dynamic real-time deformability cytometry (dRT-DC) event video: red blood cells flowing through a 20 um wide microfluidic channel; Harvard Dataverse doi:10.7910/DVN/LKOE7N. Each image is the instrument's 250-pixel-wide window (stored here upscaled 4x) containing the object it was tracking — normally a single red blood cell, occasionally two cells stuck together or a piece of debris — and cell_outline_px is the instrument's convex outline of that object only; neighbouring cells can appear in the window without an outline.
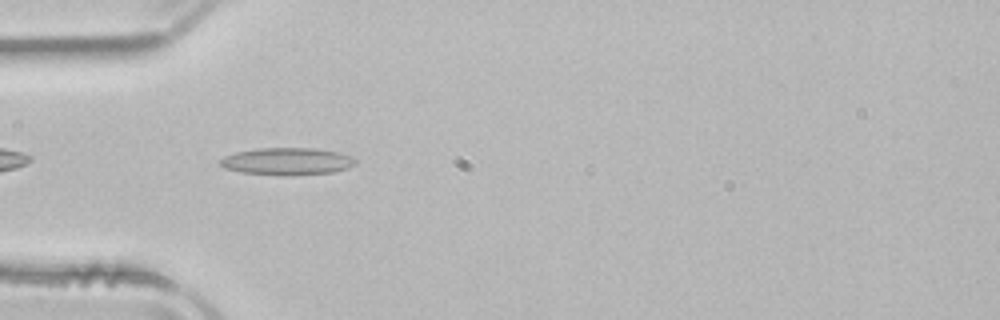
{"species": "common noctule bat (a hibernating species)", "species_latin": "Nyctalus noctula", "temperature_condition": "room temperature", "stored_images_in_passage": 23, "camera_frame_rate_fps": 3000, "um_per_image_px": 0.085, "animal": {"sex": "male", "body_mass_g": 21.5, "forearm_length_mm": 52.0}, "frame": {"image": 1, "passage_image": 2, "time_ms": 0.333, "image_size_px": [1000, 320], "cell_outline_px": [[356, 164], [348, 168], [336, 172], [240, 172], [224, 168], [220, 164], [220, 160], [224, 156], [236, 152], [256, 148], [316, 148], [340, 152], [352, 156], [356, 160]], "centroid_in_image_um": [24.44, 13.65], "position_along_channel_um": 60.6, "area_um2": 20.4}}
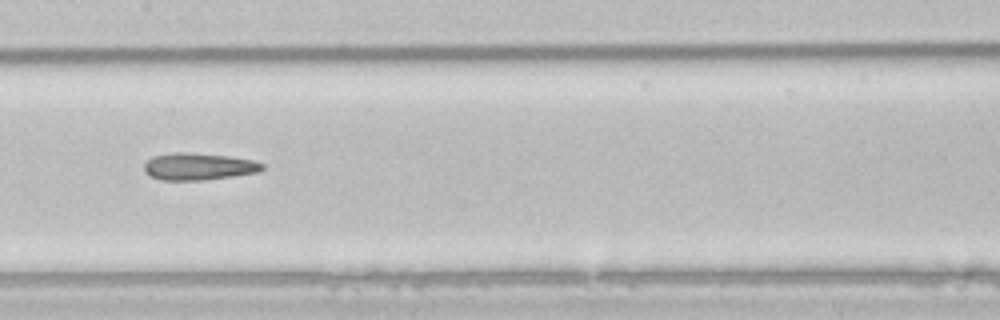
{"frame": {"image": 2, "passage_image": 12, "time_ms": 3.667, "image_size_px": [1000, 320], "cell_outline_px": [[264, 168], [260, 172], [204, 180], [160, 180], [144, 172], [144, 164], [152, 156], [176, 152], [184, 152], [228, 156], [252, 160], [264, 164]], "centroid_in_image_um": [16.87, 14.16], "position_along_channel_um": 190.5, "area_um2": 18.55}}
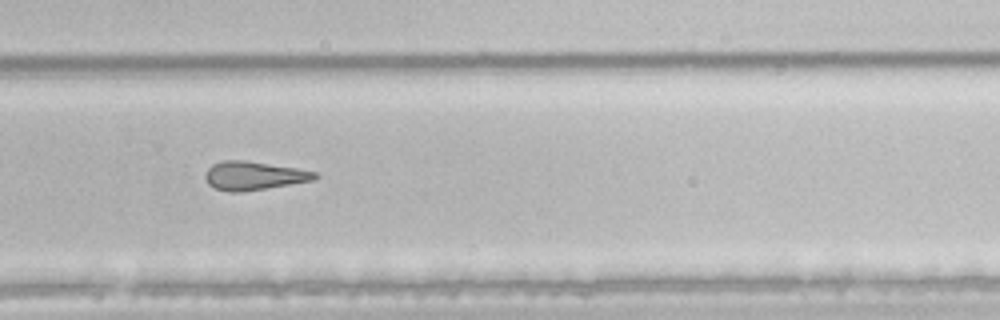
{"frame": {"image": 3, "passage_image": 21, "time_ms": 6.667, "image_size_px": [1000, 320], "cell_outline_px": [[320, 176], [316, 180], [244, 192], [228, 192], [212, 188], [204, 180], [204, 176], [208, 168], [212, 164], [224, 160], [244, 160], [296, 168], [316, 172]], "centroid_in_image_um": [21.55, 14.95], "position_along_channel_um": 308.2, "area_um2": 18.55}}